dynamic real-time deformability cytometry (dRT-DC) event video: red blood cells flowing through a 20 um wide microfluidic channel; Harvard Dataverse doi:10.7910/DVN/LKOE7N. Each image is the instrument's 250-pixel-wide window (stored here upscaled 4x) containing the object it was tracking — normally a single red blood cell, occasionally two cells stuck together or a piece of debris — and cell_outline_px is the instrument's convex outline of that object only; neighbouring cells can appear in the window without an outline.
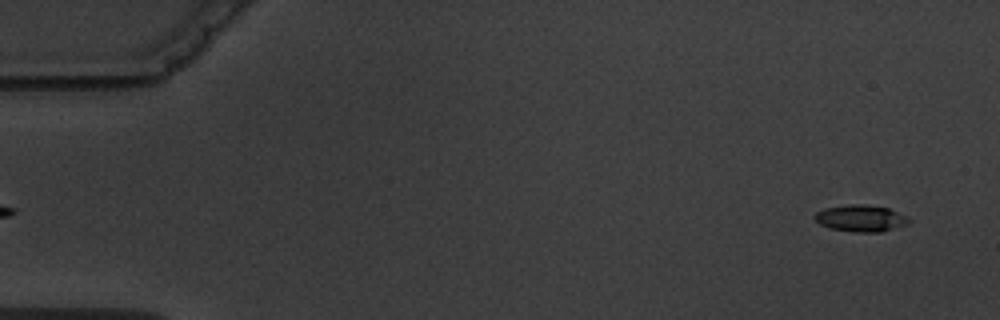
{"species": "common noctule bat (a hibernating species)", "species_latin": "Nyctalus noctula", "temperature_condition": "warm", "stored_images_in_passage": 5, "segment_of_instrument_passage": [2, 2], "camera_frame_rate_fps": 3000, "um_per_image_px": 0.085, "animal": {"sex": "male", "body_mass_g": 19.5, "forearm_length_mm": 54.6}, "frame": {"image": 1, "passage_image": 5, "time_ms": 4.667, "image_size_px": [1000, 320], "cell_outline_px": [[912, 220], [908, 224], [880, 232], [856, 232], [832, 228], [820, 224], [812, 216], [816, 212], [824, 208], [852, 204], [864, 204], [888, 208], [908, 216]], "centroid_in_image_um": [73.19, 18.55], "position_along_channel_um": 11.8, "area_um2": 14.62}}